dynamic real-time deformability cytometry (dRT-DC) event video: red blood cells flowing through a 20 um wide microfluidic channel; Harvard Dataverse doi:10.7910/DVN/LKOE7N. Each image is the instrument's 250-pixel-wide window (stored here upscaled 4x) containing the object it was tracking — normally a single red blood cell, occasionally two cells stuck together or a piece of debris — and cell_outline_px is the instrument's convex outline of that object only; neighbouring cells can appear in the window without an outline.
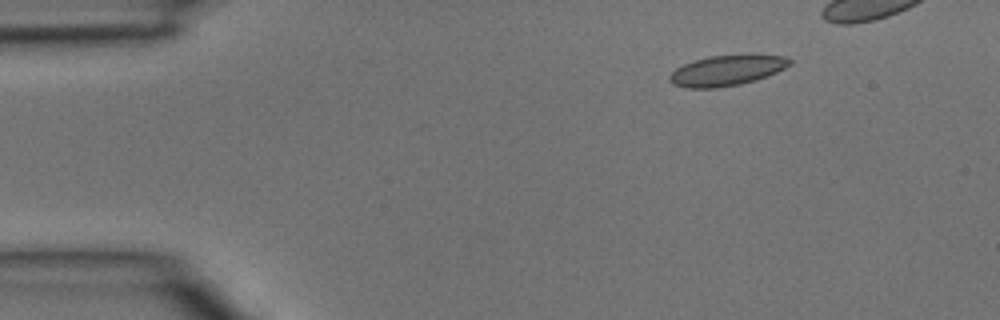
{"species": "common noctule bat (a hibernating species)", "species_latin": "Nyctalus noctula", "temperature_condition": "room temperature", "stored_images_in_passage": 3, "camera_frame_rate_fps": 3000, "um_per_image_px": 0.085, "animal": {"sex": "male", "body_mass_g": 15.6}, "frame": {"image": 1, "passage_image": 1, "time_ms": 0.0, "image_size_px": [1000, 320], "cell_outline_px": [[792, 64], [776, 72], [756, 80], [740, 84], [716, 88], [684, 88], [672, 84], [668, 80], [668, 76], [676, 68], [684, 64], [708, 56], [748, 52], [752, 52], [784, 56], [792, 60]], "centroid_in_image_um": [61.81, 5.95], "position_along_channel_um": 23.2, "area_um2": 22.08}}